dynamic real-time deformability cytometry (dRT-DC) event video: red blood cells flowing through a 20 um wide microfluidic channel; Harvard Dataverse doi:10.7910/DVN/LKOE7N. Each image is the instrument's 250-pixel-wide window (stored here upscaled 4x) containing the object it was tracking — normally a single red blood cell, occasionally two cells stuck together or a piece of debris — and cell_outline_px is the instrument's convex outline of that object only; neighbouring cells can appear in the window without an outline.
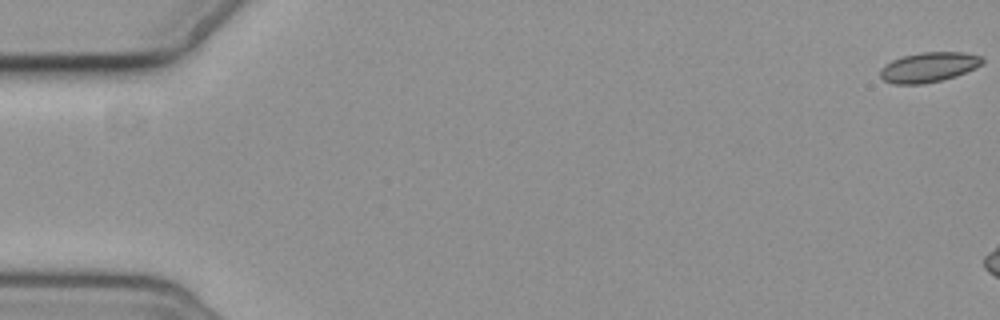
{"species": "common noctule bat (a hibernating species)", "species_latin": "Nyctalus noctula", "temperature_condition": "cold", "stored_images_in_passage": 2, "camera_frame_rate_fps": 3000, "um_per_image_px": 0.085, "animal": {"sex": "female", "body_mass_g": 19.3, "forearm_length_mm": 54.1}, "frame": {"image": 1, "passage_image": 2, "time_ms": 2.0, "image_size_px": [1000, 320], "cell_outline_px": [[984, 60], [980, 64], [956, 76], [944, 80], [924, 84], [892, 84], [884, 80], [880, 76], [880, 68], [892, 60], [904, 56], [920, 52], [964, 52], [980, 56]], "centroid_in_image_um": [78.9, 5.72], "position_along_channel_um": 6.1, "area_um2": 17.69}}